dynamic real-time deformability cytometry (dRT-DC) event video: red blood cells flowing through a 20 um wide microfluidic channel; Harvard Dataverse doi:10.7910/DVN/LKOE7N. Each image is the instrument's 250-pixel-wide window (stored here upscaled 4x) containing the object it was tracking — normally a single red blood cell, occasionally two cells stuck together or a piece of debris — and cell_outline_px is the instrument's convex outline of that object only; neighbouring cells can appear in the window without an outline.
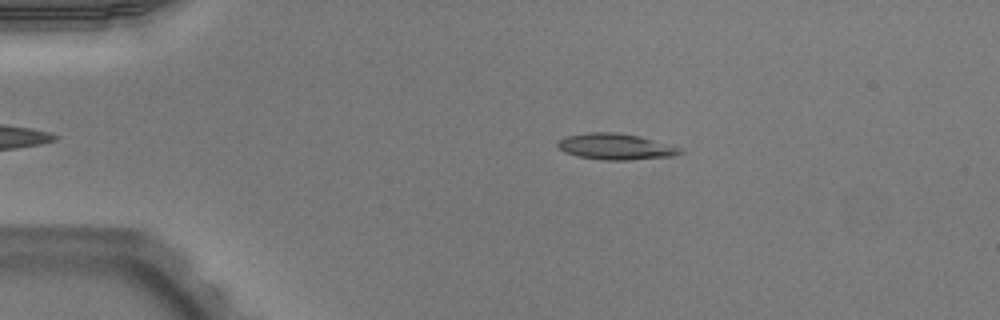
{"species": "Egyptian fruit bat (a non-hibernating species)", "species_latin": "Rousettus aegyptiacus", "temperature_condition": "warm", "stored_images_in_passage": 44, "camera_frame_rate_fps": 3000, "um_per_image_px": 0.085, "animal": {"sex": "male"}, "frame": {"image": 1, "passage_image": 4, "time_ms": 1.0, "image_size_px": [1000, 320], "cell_outline_px": [[684, 152], [676, 156], [628, 160], [604, 160], [580, 156], [564, 152], [556, 144], [556, 140], [564, 136], [588, 132], [616, 132], [640, 136], [680, 148]], "centroid_in_image_um": [52.3, 12.45], "position_along_channel_um": 32.7, "area_um2": 18.67}}
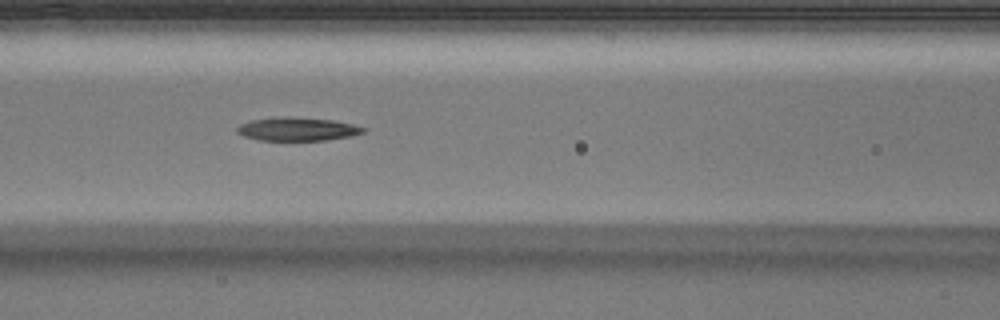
{"frame": {"image": 2, "passage_image": 16, "time_ms": 5.0, "image_size_px": [1000, 320], "cell_outline_px": [[368, 128], [364, 132], [352, 136], [328, 140], [260, 140], [244, 136], [236, 132], [236, 128], [240, 124], [252, 120], [332, 120], [352, 124]], "centroid_in_image_um": [25.35, 11.04], "position_along_channel_um": 141.3, "area_um2": 16.01}}
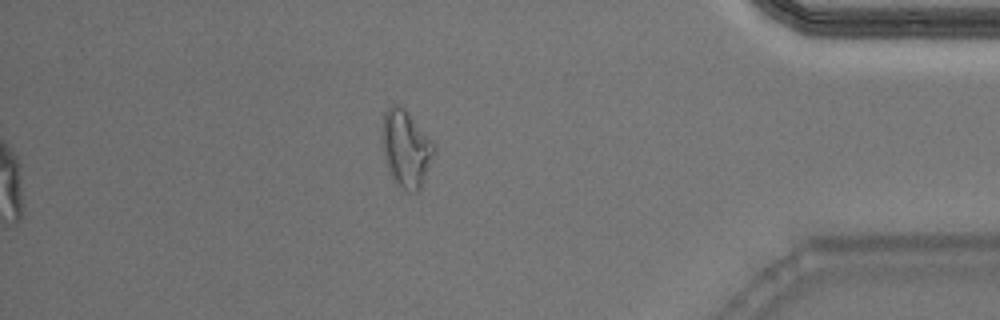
{"frame": {"image": 3, "passage_image": 38, "time_ms": 12.333, "image_size_px": [1000, 320], "cell_outline_px": [[436, 148], [424, 180], [420, 188], [416, 192], [408, 192], [388, 172], [384, 160], [380, 136], [380, 132], [384, 112], [392, 104], [400, 104], [408, 112], [432, 140]], "centroid_in_image_um": [34.47, 12.58], "position_along_channel_um": 400.7, "area_um2": 23.47}, "authors_computed_cell_mechanics": {"area_um2": 18.0336, "velocity_mm_per_s": 3.9964, "shape_relaxation_time_tau1_ms": null, "shape_relaxation_time_tau2_ms": 4.4829, "deformation_change_tau1": null, "deformation_change_tau2": 0.1619}}